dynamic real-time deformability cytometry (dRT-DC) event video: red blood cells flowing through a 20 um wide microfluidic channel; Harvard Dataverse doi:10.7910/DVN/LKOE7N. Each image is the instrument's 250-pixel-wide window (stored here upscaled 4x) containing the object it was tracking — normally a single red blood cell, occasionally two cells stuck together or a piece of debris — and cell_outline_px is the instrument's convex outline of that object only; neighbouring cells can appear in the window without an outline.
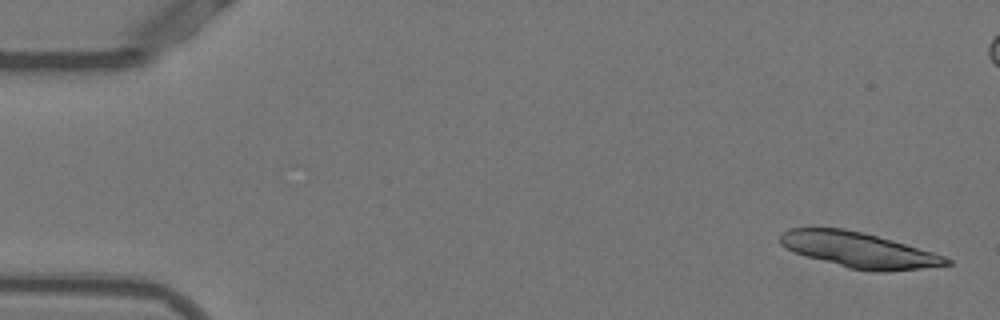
{"species": "Egyptian fruit bat (a non-hibernating species)", "species_latin": "Rousettus aegyptiacus", "temperature_condition": "warm", "stored_images_in_passage": 53, "camera_frame_rate_fps": 3000, "um_per_image_px": 0.085, "animal": {"sex": "female"}, "frame": {"image": 1, "passage_image": 2, "time_ms": 0.333, "image_size_px": [1000, 320], "cell_outline_px": [[952, 264], [920, 268], [884, 272], [876, 272], [848, 268], [808, 256], [796, 252], [780, 244], [780, 236], [788, 228], [844, 228], [864, 232], [892, 240], [932, 252], [944, 256], [952, 260]], "centroid_in_image_um": [73.02, 21.24], "position_along_channel_um": 12.0, "area_um2": 33.81}}
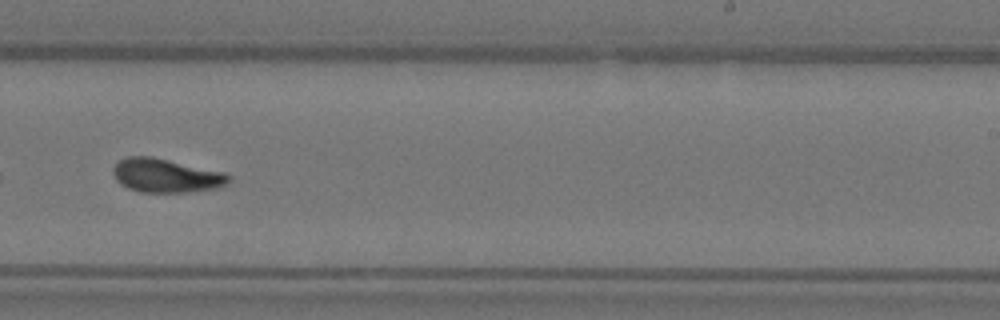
{"frame": {"image": 2, "passage_image": 33, "time_ms": 10.667, "image_size_px": [1000, 320], "cell_outline_px": [[232, 180], [228, 184], [220, 188], [188, 192], [140, 192], [128, 188], [120, 184], [116, 180], [112, 172], [112, 168], [120, 160], [128, 156], [152, 156], [224, 172], [232, 176]], "centroid_in_image_um": [14.14, 14.93], "position_along_channel_um": 274.9, "area_um2": 23.06}}
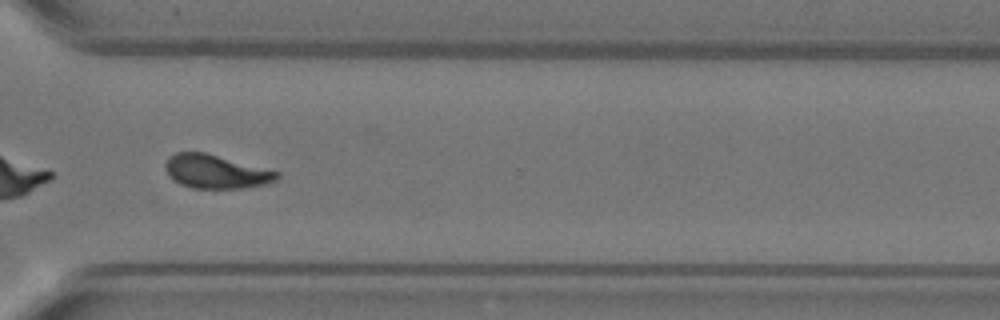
{"frame": {"image": 3, "passage_image": 39, "time_ms": 12.667, "image_size_px": [1000, 320], "cell_outline_px": [[280, 176], [276, 180], [268, 184], [244, 188], [192, 188], [180, 184], [172, 180], [168, 176], [164, 164], [168, 156], [176, 152], [204, 152], [280, 172]], "centroid_in_image_um": [18.33, 14.59], "position_along_channel_um": 352.3, "area_um2": 22.02}, "authors_computed_cell_mechanics": {"area_um2": 22.6576, "velocity_mm_per_s": 3.8657, "shape_relaxation_time_tau1_ms": 7.0015, "shape_relaxation_time_tau2_ms": 2.3593, "deformation_change_tau1": 0.199, "deformation_change_tau2": 0.0888}}